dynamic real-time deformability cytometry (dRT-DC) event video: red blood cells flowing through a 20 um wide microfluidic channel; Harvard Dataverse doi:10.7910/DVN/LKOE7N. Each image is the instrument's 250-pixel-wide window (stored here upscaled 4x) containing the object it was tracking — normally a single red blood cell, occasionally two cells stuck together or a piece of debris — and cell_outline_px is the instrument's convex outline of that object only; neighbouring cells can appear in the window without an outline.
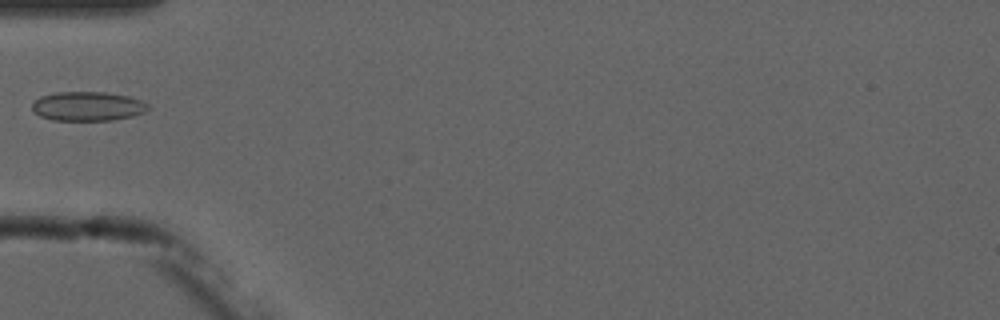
{"species": "common noctule bat (a hibernating species)", "species_latin": "Nyctalus noctula", "temperature_condition": "cold", "stored_images_in_passage": 6, "camera_frame_rate_fps": 3000, "um_per_image_px": 0.085, "animal": {"sex": "male", "forearm_length_mm": 52.5}, "frame": {"image": 1, "passage_image": 6, "time_ms": 5.667, "image_size_px": [1000, 320], "cell_outline_px": [[148, 108], [144, 112], [132, 116], [112, 120], [52, 120], [40, 116], [32, 112], [32, 104], [40, 96], [56, 92], [104, 92], [128, 96], [144, 100], [148, 104]], "centroid_in_image_um": [7.44, 9.03], "position_along_channel_um": 77.6, "area_um2": 19.83}}